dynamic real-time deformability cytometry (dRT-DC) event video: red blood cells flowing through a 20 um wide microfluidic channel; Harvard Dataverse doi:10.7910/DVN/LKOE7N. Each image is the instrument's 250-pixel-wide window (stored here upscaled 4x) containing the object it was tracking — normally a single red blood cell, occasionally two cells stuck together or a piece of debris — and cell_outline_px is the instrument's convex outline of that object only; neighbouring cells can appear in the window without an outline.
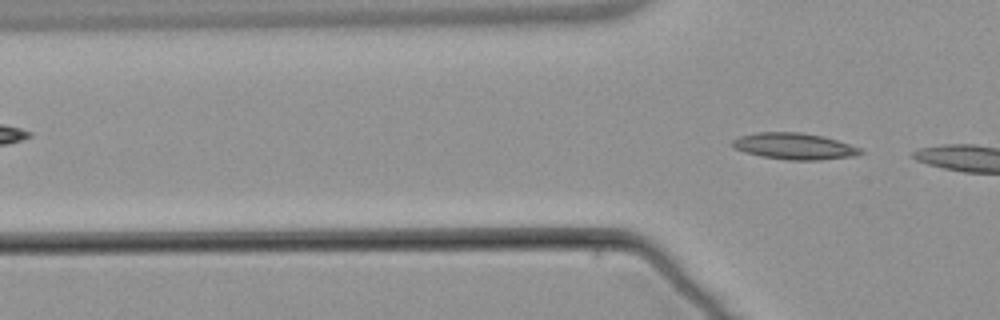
{"species": "common noctule bat (a hibernating species)", "species_latin": "Nyctalus noctula", "temperature_condition": "warm", "stored_images_in_passage": 4, "camera_frame_rate_fps": 3000, "um_per_image_px": 0.085, "animal": {"sex": "male", "body_mass_g": 21.5, "forearm_length_mm": 52.0}, "frame": {"image": 1, "passage_image": 4, "time_ms": 4.333, "image_size_px": [1000, 320], "cell_outline_px": [[864, 152], [856, 156], [820, 160], [788, 160], [760, 156], [744, 152], [732, 148], [732, 140], [740, 136], [756, 132], [800, 132], [824, 136], [860, 148]], "centroid_in_image_um": [67.49, 12.43], "position_along_channel_um": 58.3, "area_um2": 19.83}}